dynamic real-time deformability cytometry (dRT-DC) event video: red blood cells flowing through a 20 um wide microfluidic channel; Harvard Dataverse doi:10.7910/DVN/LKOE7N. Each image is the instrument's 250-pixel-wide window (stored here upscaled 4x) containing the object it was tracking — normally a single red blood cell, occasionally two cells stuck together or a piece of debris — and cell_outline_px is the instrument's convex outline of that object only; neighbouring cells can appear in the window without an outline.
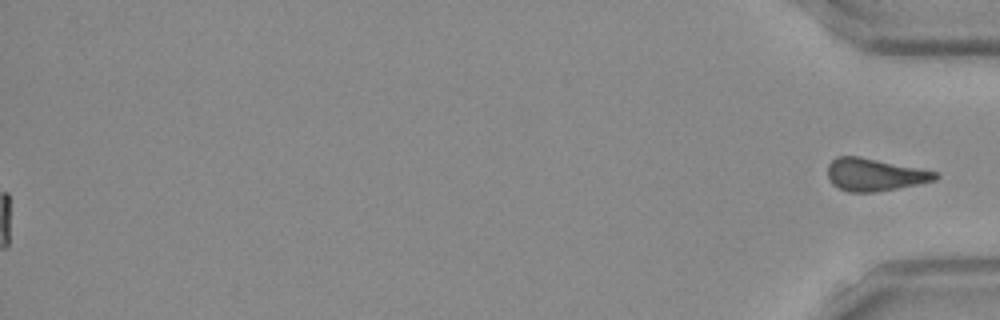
{"species": "Egyptian fruit bat (a non-hibernating species)", "species_latin": "Rousettus aegyptiacus", "temperature_condition": "room temperature", "stored_images_in_passage": 48, "segment_of_instrument_passage": [2, 2], "camera_frame_rate_fps": 3000, "um_per_image_px": 0.085, "frame": {"image": 1, "passage_image": 48, "time_ms": 15.667, "image_size_px": [1000, 320], "cell_outline_px": [[940, 176], [936, 180], [876, 192], [848, 192], [832, 184], [828, 180], [828, 164], [836, 156], [860, 156], [936, 172]], "centroid_in_image_um": [74.3, 14.84], "position_along_channel_um": 360.9, "area_um2": 20.23}}